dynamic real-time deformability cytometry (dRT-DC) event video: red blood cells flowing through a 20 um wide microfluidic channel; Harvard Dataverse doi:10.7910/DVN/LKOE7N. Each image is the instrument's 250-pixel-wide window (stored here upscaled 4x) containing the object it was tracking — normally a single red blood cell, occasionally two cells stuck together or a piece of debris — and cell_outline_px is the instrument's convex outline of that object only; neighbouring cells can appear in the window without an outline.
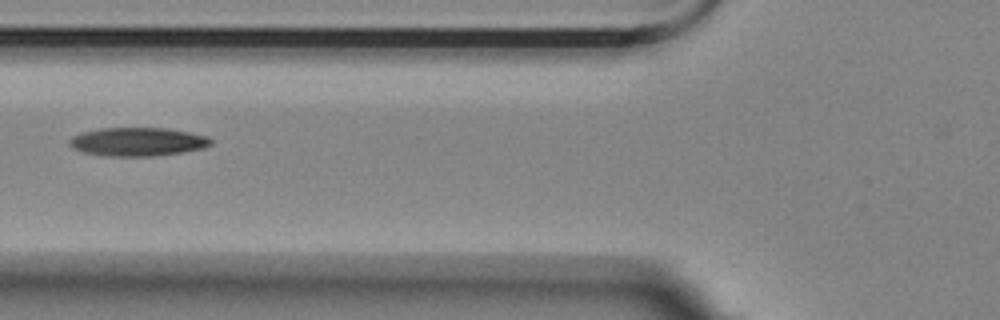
{"species": "Egyptian fruit bat (a non-hibernating species)", "species_latin": "Rousettus aegyptiacus", "temperature_condition": "room temperature", "stored_images_in_passage": 4, "camera_frame_rate_fps": 3000, "um_per_image_px": 0.085, "animal": {"sex": "female"}, "frame": {"image": 1, "passage_image": 4, "time_ms": 1.0, "image_size_px": [1000, 320], "cell_outline_px": [[212, 144], [204, 148], [184, 152], [156, 156], [104, 156], [84, 152], [72, 148], [68, 144], [68, 140], [72, 136], [84, 132], [100, 128], [164, 128], [188, 132], [208, 136], [212, 140]], "centroid_in_image_um": [11.7, 12.06], "position_along_channel_um": 114.1, "area_um2": 23.64}}